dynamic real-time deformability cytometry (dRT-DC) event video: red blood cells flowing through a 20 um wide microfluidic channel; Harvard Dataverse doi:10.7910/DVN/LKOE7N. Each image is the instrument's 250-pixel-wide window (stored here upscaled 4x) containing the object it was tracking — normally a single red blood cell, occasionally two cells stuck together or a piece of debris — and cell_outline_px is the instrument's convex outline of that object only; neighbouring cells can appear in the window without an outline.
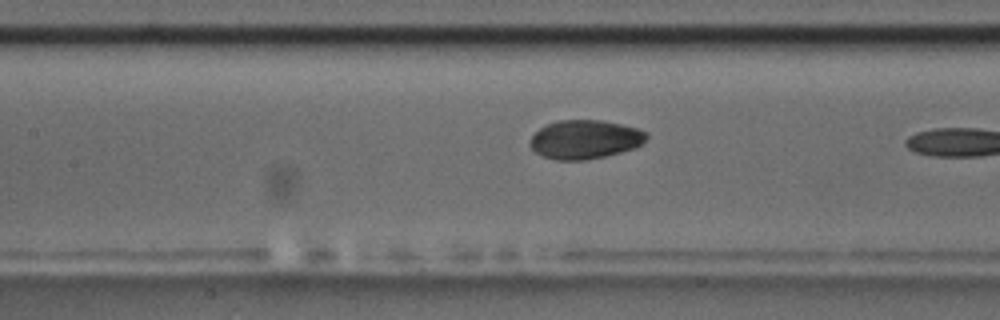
{"species": "common noctule bat (a hibernating species)", "species_latin": "Nyctalus noctula", "temperature_condition": "room temperature", "stored_images_in_passage": 9, "camera_frame_rate_fps": 3000, "um_per_image_px": 0.085, "animal": {"sex": "male", "body_mass_g": 17.5, "forearm_length_mm": 52.3}, "frame": {"image": 1, "passage_image": 8, "time_ms": 9.333, "image_size_px": [1000, 320], "cell_outline_px": [[648, 136], [636, 148], [604, 156], [584, 160], [556, 160], [544, 156], [536, 152], [528, 144], [532, 136], [540, 128], [556, 120], [604, 120], [636, 128], [648, 132]], "centroid_in_image_um": [49.72, 11.84], "position_along_channel_um": 157.7, "area_um2": 26.24}}